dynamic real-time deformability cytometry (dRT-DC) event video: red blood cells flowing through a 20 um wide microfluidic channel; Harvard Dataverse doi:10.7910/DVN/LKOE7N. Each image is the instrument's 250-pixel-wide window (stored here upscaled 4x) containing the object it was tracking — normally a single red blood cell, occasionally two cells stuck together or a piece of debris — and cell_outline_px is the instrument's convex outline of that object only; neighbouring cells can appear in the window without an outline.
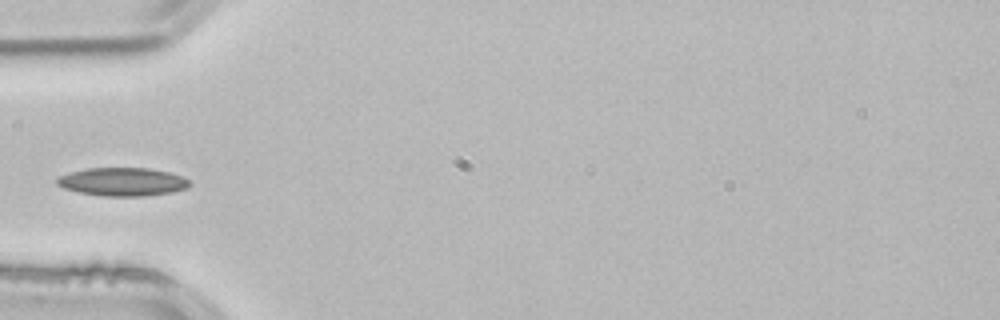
{"species": "common noctule bat (a hibernating species)", "species_latin": "Nyctalus noctula", "temperature_condition": "room temperature", "stored_images_in_passage": 3, "camera_frame_rate_fps": 3000, "um_per_image_px": 0.085, "animal": {"sex": "male", "body_mass_g": 21.5, "forearm_length_mm": 52.0}, "frame": {"image": 1, "passage_image": 3, "time_ms": 0.667, "image_size_px": [1000, 320], "cell_outline_px": [[192, 184], [188, 188], [172, 192], [144, 196], [100, 196], [80, 192], [64, 188], [56, 184], [56, 176], [88, 168], [148, 168], [168, 172], [180, 176], [188, 180]], "centroid_in_image_um": [10.4, 15.46], "position_along_channel_um": 74.6, "area_um2": 21.85}}